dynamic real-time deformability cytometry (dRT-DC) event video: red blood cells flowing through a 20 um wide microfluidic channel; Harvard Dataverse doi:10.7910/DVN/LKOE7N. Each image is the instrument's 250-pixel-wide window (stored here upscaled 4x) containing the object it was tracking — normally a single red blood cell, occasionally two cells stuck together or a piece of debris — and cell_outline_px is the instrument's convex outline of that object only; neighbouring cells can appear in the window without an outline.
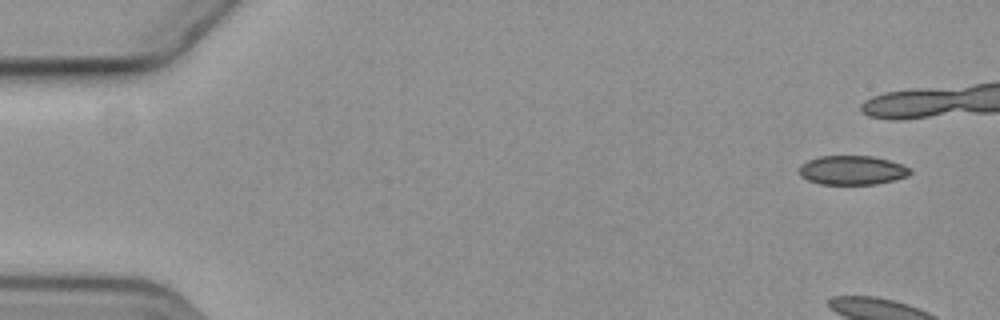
{"species": "common noctule bat (a hibernating species)", "species_latin": "Nyctalus noctula", "temperature_condition": "cold", "stored_images_in_passage": 7, "camera_frame_rate_fps": 3000, "um_per_image_px": 0.085, "animal": {"sex": "female", "body_mass_g": 19.3, "forearm_length_mm": 54.1}, "frame": {"image": 1, "passage_image": 1, "time_ms": 0.0, "image_size_px": [1000, 320], "cell_outline_px": [[912, 172], [908, 176], [876, 184], [820, 184], [808, 180], [800, 176], [800, 164], [808, 160], [820, 156], [872, 156], [888, 160], [900, 164], [908, 168]], "centroid_in_image_um": [72.4, 14.47], "position_along_channel_um": 12.6, "area_um2": 18.67}}
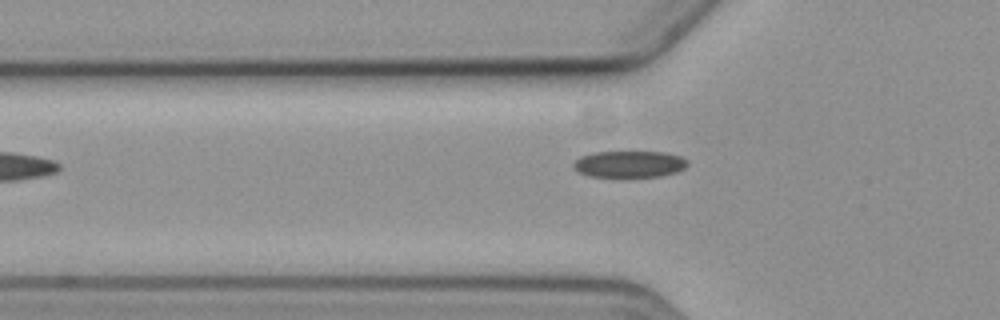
{"frame": {"image": 2, "passage_image": 7, "time_ms": 7.667, "image_size_px": [1000, 320], "cell_outline_px": [[688, 164], [684, 168], [676, 172], [660, 176], [588, 176], [576, 172], [572, 168], [572, 164], [580, 156], [592, 152], [664, 152], [680, 156], [688, 160]], "centroid_in_image_um": [53.45, 13.94], "position_along_channel_um": 72.3, "area_um2": 17.69}}